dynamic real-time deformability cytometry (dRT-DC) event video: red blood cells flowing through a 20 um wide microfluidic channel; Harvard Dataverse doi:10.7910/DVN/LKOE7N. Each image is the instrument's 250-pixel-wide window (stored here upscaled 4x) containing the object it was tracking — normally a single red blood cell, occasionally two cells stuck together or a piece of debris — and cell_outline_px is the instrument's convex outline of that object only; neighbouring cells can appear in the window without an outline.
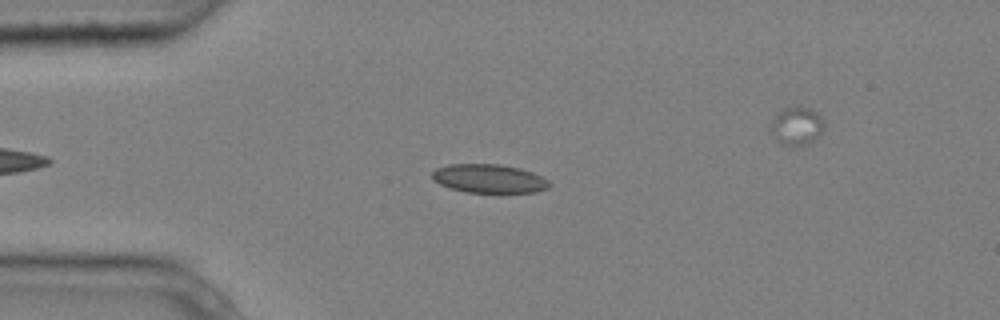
{"species": "common noctule bat (a hibernating species)", "species_latin": "Nyctalus noctula", "temperature_condition": "cold", "stored_images_in_passage": 3, "camera_frame_rate_fps": 3000, "um_per_image_px": 0.085, "animal": {"sex": "male", "body_mass_g": 20.4}, "frame": {"image": 1, "passage_image": 2, "time_ms": 0.333, "image_size_px": [1000, 320], "cell_outline_px": [[552, 184], [548, 188], [536, 192], [500, 196], [468, 192], [452, 188], [440, 184], [432, 180], [432, 172], [436, 168], [448, 164], [500, 164], [520, 168], [532, 172], [548, 180]], "centroid_in_image_um": [41.62, 15.23], "position_along_channel_um": 43.4, "area_um2": 20.52}}
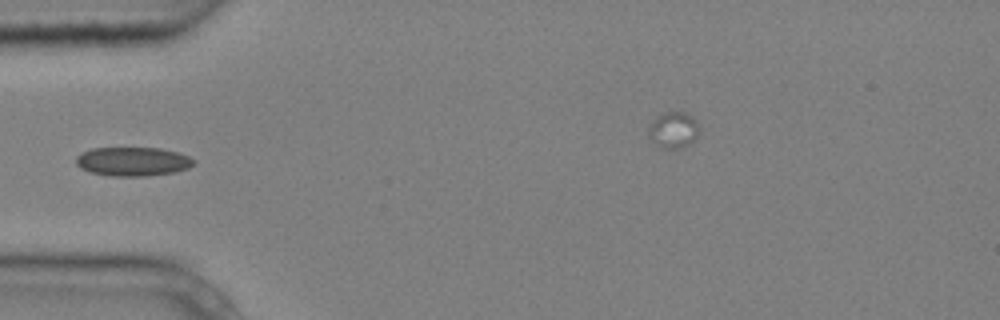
{"frame": {"image": 2, "passage_image": 3, "time_ms": 0.667, "image_size_px": [1000, 320], "cell_outline_px": [[196, 160], [188, 168], [172, 172], [144, 176], [112, 176], [92, 172], [80, 168], [76, 164], [76, 156], [92, 148], [160, 148], [176, 152], [188, 156]], "centroid_in_image_um": [11.27, 13.72], "position_along_channel_um": 73.7, "area_um2": 19.59}}